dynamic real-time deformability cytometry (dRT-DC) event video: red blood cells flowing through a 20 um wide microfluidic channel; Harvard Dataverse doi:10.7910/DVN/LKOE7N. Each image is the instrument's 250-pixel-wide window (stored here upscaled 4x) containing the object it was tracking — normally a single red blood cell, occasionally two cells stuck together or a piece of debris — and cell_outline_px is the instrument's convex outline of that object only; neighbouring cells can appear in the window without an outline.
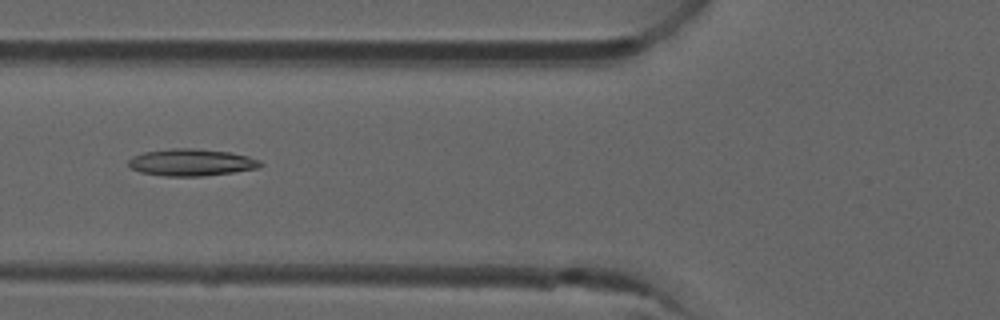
{"species": "common noctule bat (a hibernating species)", "species_latin": "Nyctalus noctula", "temperature_condition": "room temperature", "stored_images_in_passage": 6, "camera_frame_rate_fps": 3000, "um_per_image_px": 0.085, "animal": {"sex": "male", "forearm_length_mm": 52.5}, "frame": {"image": 1, "passage_image": 6, "time_ms": 1.667, "image_size_px": [1000, 320], "cell_outline_px": [[264, 164], [256, 168], [232, 172], [204, 176], [164, 176], [140, 172], [132, 168], [128, 164], [128, 160], [132, 156], [144, 152], [172, 148], [196, 148], [228, 152], [248, 156], [260, 160]], "centroid_in_image_um": [16.25, 13.8], "position_along_channel_um": 109.6, "area_um2": 20.69}}